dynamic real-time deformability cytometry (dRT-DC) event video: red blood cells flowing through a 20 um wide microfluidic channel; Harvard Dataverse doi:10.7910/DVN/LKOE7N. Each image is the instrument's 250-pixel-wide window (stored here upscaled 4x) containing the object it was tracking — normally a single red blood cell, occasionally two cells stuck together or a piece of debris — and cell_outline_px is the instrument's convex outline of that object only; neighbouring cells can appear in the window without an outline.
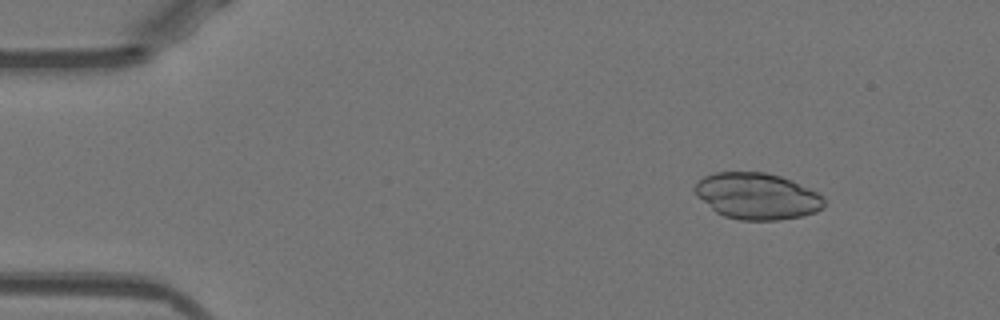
{"species": "Egyptian fruit bat (a non-hibernating species)", "species_latin": "Rousettus aegyptiacus", "temperature_condition": "warm", "stored_images_in_passage": 50, "camera_frame_rate_fps": 3000, "um_per_image_px": 0.085, "animal": {"sex": "female"}, "frame": {"image": 1, "passage_image": 6, "time_ms": 1.667, "image_size_px": [1000, 320], "cell_outline_px": [[824, 208], [816, 212], [804, 216], [776, 220], [740, 220], [724, 216], [716, 212], [696, 196], [692, 188], [704, 176], [716, 172], [764, 172], [780, 176], [792, 180], [824, 196]], "centroid_in_image_um": [64.35, 16.67], "position_along_channel_um": 20.7, "area_um2": 35.08}}